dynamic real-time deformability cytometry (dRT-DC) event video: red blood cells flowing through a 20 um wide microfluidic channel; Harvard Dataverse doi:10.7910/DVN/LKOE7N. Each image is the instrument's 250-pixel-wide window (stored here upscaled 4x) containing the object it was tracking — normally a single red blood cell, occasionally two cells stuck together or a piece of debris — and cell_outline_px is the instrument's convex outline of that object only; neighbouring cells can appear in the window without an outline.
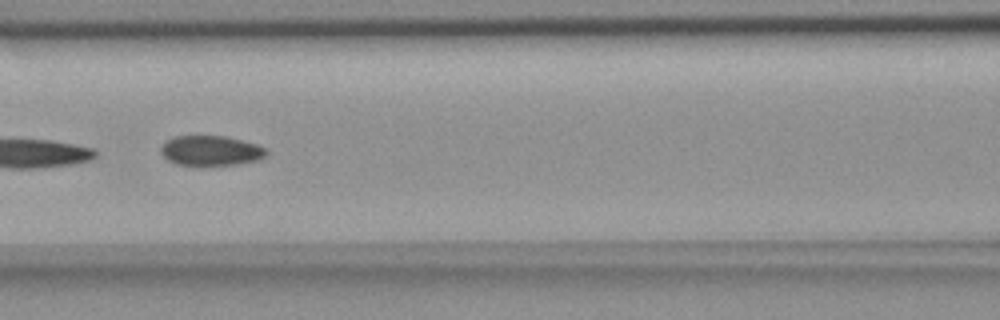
{"species": "common noctule bat (a hibernating species)", "species_latin": "Nyctalus noctula", "temperature_condition": "room temperature", "stored_images_in_passage": 14, "camera_frame_rate_fps": 3000, "um_per_image_px": 0.085, "animal": {"sex": "female", "body_mass_g": 18.4}, "frame": {"image": 1, "passage_image": 5, "time_ms": 5.667, "image_size_px": [1000, 320], "cell_outline_px": [[268, 152], [264, 156], [256, 160], [236, 164], [176, 164], [168, 160], [160, 152], [160, 148], [172, 136], [224, 136], [256, 144], [264, 148]], "centroid_in_image_um": [17.89, 12.79], "position_along_channel_um": 148.7, "area_um2": 17.92}}
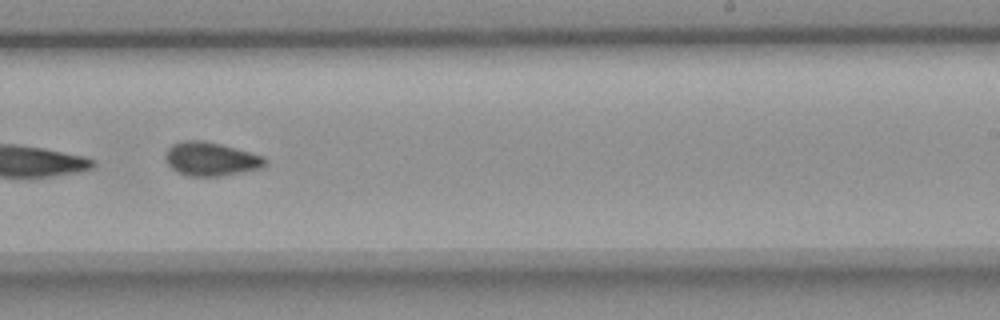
{"frame": {"image": 2, "passage_image": 8, "time_ms": 9.0, "image_size_px": [1000, 320], "cell_outline_px": [[268, 164], [264, 168], [220, 176], [188, 176], [176, 172], [164, 160], [164, 156], [168, 148], [172, 144], [184, 140], [200, 140], [220, 144], [264, 156], [268, 160]], "centroid_in_image_um": [17.93, 13.52], "position_along_channel_um": 271.1, "area_um2": 19.77}}
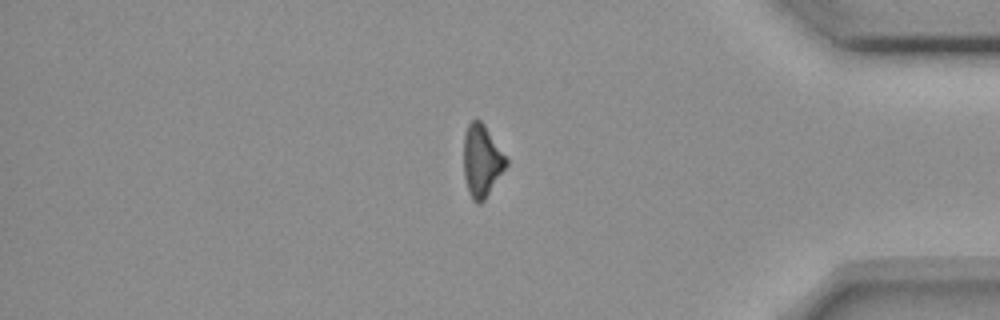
{"frame": {"image": 3, "passage_image": 14, "time_ms": 17.0, "image_size_px": [1000, 320], "cell_outline_px": [[508, 164], [484, 200], [480, 204], [476, 204], [472, 200], [464, 176], [464, 136], [468, 124], [472, 120], [480, 120], [484, 124], [508, 160]], "centroid_in_image_um": [40.94, 13.68], "position_along_channel_um": 394.3, "area_um2": 17.63}, "authors_computed_cell_mechanics": {"area_um2": 19.5075, "velocity_mm_per_s": 3.6817, "shape_relaxation_time_tau1_ms": 10.8324, "shape_relaxation_time_tau2_ms": 3.0541, "deformation_change_tau1": 0.289, "deformation_change_tau2": 0.0721}}